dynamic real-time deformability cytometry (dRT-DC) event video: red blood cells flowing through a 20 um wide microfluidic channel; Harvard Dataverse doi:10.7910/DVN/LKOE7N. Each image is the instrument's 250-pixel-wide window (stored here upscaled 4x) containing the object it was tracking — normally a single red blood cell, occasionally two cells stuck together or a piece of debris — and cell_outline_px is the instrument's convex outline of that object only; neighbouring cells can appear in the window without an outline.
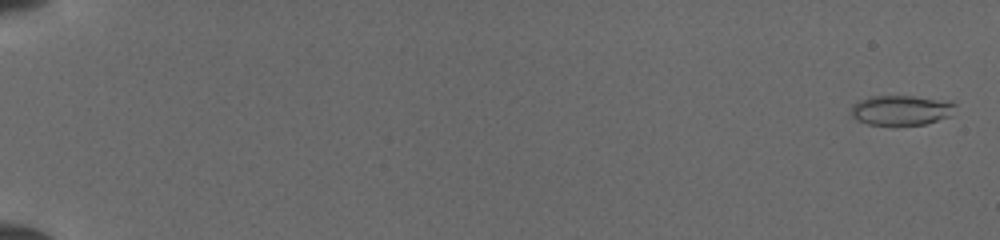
{"species": "common noctule bat (a hibernating species)", "species_latin": "Nyctalus noctula", "temperature_condition": "cold", "stored_images_in_passage": 32, "camera_frame_rate_fps": 3000, "um_per_image_px": 0.085, "animal": {"sex": "female", "body_mass_g": 19.5, "forearm_length_mm": 54.1}, "frame": {"image": 1, "passage_image": 3, "time_ms": 0.333, "image_size_px": [1000, 240], "cell_outline_px": [[956, 104], [952, 116], [924, 124], [868, 124], [856, 120], [852, 116], [852, 104], [856, 100], [868, 96], [912, 96], [952, 100]], "centroid_in_image_um": [76.62, 9.34], "position_along_channel_um": 8.4, "area_um2": 18.38}}
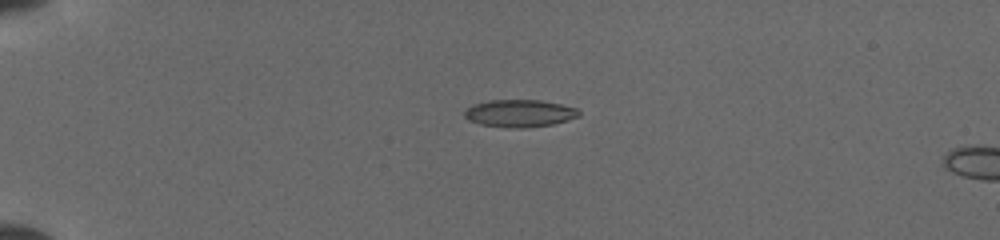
{"frame": {"image": 2, "passage_image": 25, "time_ms": 4.667, "image_size_px": [1000, 240], "cell_outline_px": [[580, 116], [568, 120], [552, 124], [524, 128], [508, 128], [480, 124], [468, 120], [464, 116], [464, 108], [472, 104], [488, 100], [540, 100], [560, 104], [576, 108], [580, 112]], "centroid_in_image_um": [44.12, 9.63], "position_along_channel_um": 40.9, "area_um2": 18.44}}